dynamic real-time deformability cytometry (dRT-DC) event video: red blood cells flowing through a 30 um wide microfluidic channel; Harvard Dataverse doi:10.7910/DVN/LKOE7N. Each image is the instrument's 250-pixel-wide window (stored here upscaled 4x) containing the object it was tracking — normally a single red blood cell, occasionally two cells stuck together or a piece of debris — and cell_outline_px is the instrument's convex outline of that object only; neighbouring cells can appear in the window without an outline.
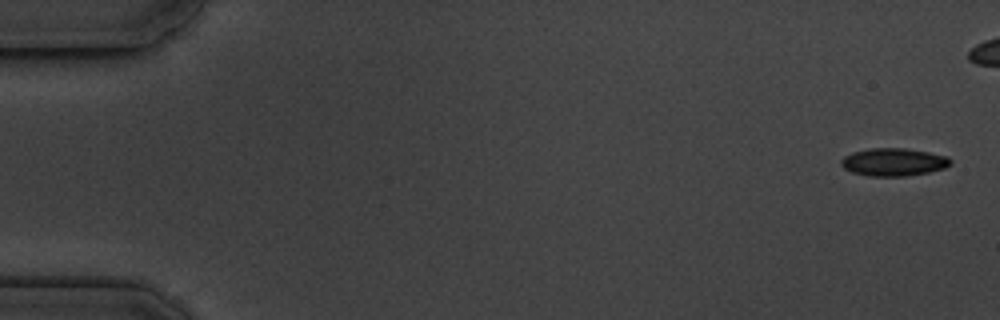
{"species": "common noctule bat (a hibernating species)", "species_latin": "Nyctalus noctula", "temperature_condition": "cold", "stored_images_in_passage": 4, "camera_frame_rate_fps": 3000, "um_per_image_px": 0.085, "animal": {"sex": "male", "body_mass_g": 19.5, "forearm_length_mm": 54.6}, "frame": {"image": 1, "passage_image": 1, "time_ms": 0.0, "image_size_px": [1000, 320], "cell_outline_px": [[952, 164], [944, 168], [928, 172], [908, 176], [868, 176], [852, 172], [844, 168], [840, 164], [840, 160], [844, 156], [852, 152], [872, 148], [904, 148], [928, 152], [948, 156], [952, 160]], "centroid_in_image_um": [75.96, 13.77], "position_along_channel_um": 9.0, "area_um2": 17.8}}